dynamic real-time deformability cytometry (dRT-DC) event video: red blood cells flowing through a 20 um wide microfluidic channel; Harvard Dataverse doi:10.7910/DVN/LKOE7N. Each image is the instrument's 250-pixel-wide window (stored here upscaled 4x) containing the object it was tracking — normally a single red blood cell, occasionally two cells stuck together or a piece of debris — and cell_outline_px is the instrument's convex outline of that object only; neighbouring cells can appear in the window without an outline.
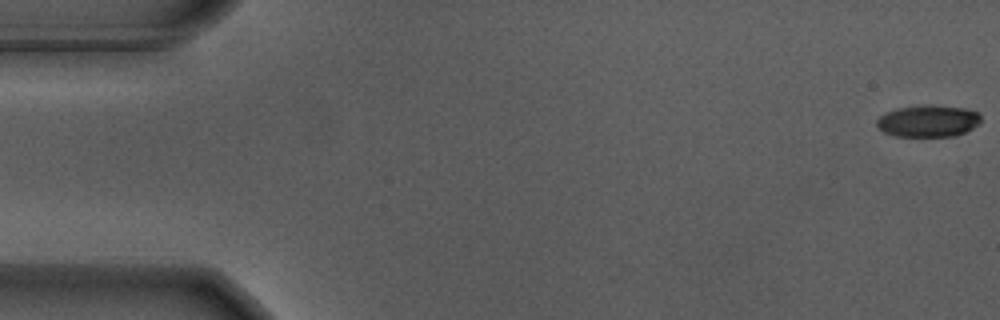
{"species": "Egyptian fruit bat (a non-hibernating species)", "species_latin": "Rousettus aegyptiacus", "temperature_condition": "warm", "stored_images_in_passage": 56, "camera_frame_rate_fps": 3000, "um_per_image_px": 0.085, "animal": {"sex": "male"}, "frame": {"image": 1, "passage_image": 1, "time_ms": 0.0, "image_size_px": [1000, 320], "cell_outline_px": [[980, 124], [956, 136], [896, 136], [884, 132], [876, 124], [876, 120], [880, 116], [888, 112], [900, 108], [964, 108], [980, 112]], "centroid_in_image_um": [78.92, 10.34], "position_along_channel_um": 6.1, "area_um2": 18.32}}
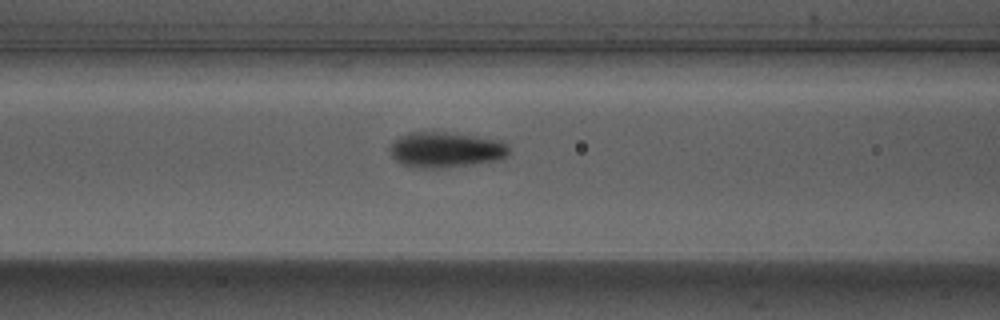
{"frame": {"image": 2, "passage_image": 23, "time_ms": 7.333, "image_size_px": [1000, 320], "cell_outline_px": [[512, 152], [508, 156], [500, 160], [472, 164], [440, 168], [420, 168], [400, 164], [392, 156], [388, 148], [392, 140], [408, 132], [444, 132], [476, 136], [500, 140], [508, 144]], "centroid_in_image_um": [37.9, 12.73], "position_along_channel_um": 128.7, "area_um2": 25.03}}
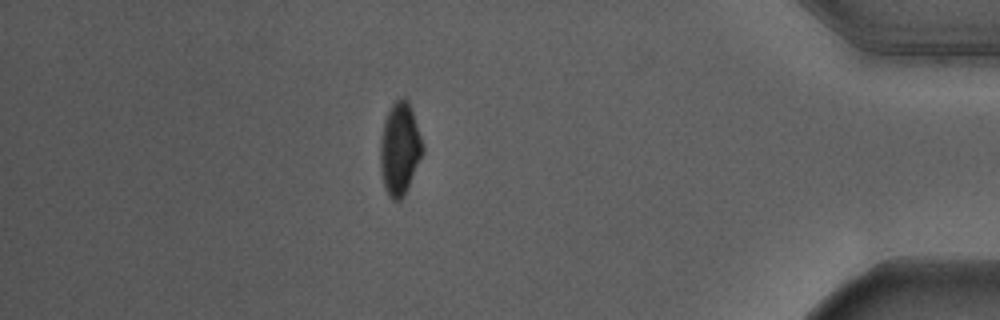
{"frame": {"image": 3, "passage_image": 49, "time_ms": 16.0, "image_size_px": [1000, 320], "cell_outline_px": [[424, 152], [408, 188], [404, 196], [400, 200], [392, 200], [388, 196], [384, 188], [380, 168], [380, 140], [384, 120], [392, 104], [400, 96], [404, 96], [408, 100], [424, 148]], "centroid_in_image_um": [33.96, 12.67], "position_along_channel_um": 401.2, "area_um2": 22.95}, "authors_computed_cell_mechanics": {"area_um2": 22.4553, "velocity_mm_per_s": 3.6781, "shape_relaxation_time_tau1_ms": 2.2854, "shape_relaxation_time_tau2_ms": null, "deformation_change_tau1": 0.1489, "deformation_change_tau2": null}}